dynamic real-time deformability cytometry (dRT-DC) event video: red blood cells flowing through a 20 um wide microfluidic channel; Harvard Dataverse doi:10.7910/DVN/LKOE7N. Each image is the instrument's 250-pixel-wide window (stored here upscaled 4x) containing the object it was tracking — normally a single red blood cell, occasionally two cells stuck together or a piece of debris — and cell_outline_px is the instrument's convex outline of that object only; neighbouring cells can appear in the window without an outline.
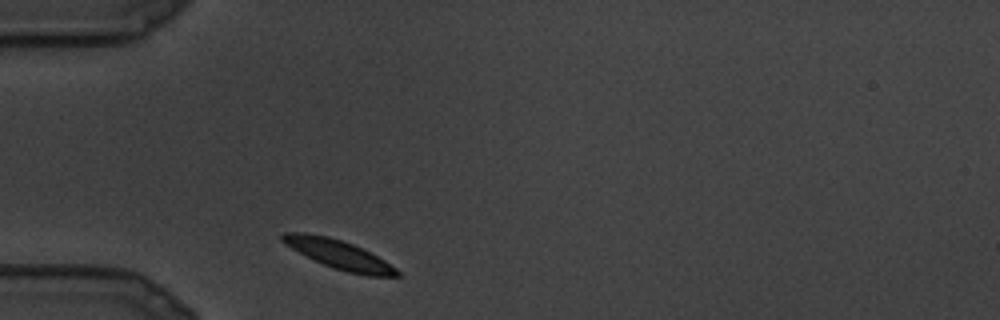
{"species": "common noctule bat (a hibernating species)", "species_latin": "Nyctalus noctula", "temperature_condition": "cold", "stored_images_in_passage": 7, "camera_frame_rate_fps": 3000, "um_per_image_px": 0.085, "animal": {"sex": "male", "body_mass_g": 19.5, "forearm_length_mm": 54.6}, "frame": {"image": 1, "passage_image": 1, "time_ms": 0.0, "image_size_px": [1000, 320], "cell_outline_px": [[400, 276], [368, 276], [348, 272], [332, 268], [284, 244], [280, 240], [280, 236], [284, 232], [304, 232], [328, 236], [352, 244], [384, 260], [396, 268], [400, 272]], "centroid_in_image_um": [28.78, 21.62], "position_along_channel_um": 56.2, "area_um2": 18.96}}
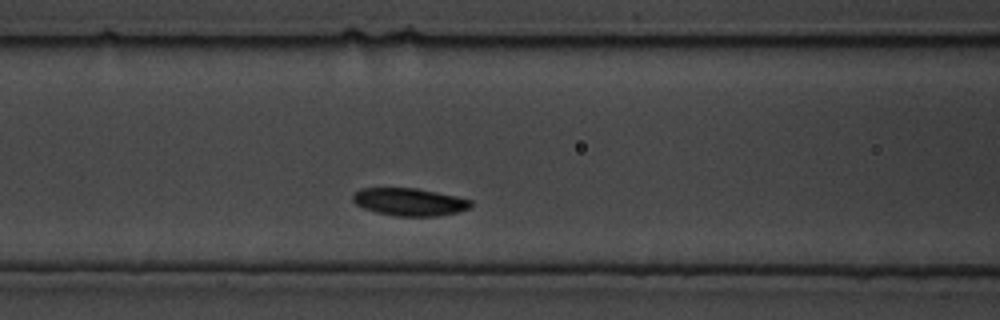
{"frame": {"image": 2, "passage_image": 5, "time_ms": 1.333, "image_size_px": [1000, 320], "cell_outline_px": [[472, 204], [468, 208], [456, 212], [436, 216], [396, 216], [376, 212], [364, 208], [356, 204], [352, 200], [352, 196], [360, 188], [416, 188], [456, 196], [472, 200]], "centroid_in_image_um": [34.78, 17.16], "position_along_channel_um": 131.8, "area_um2": 18.84}}
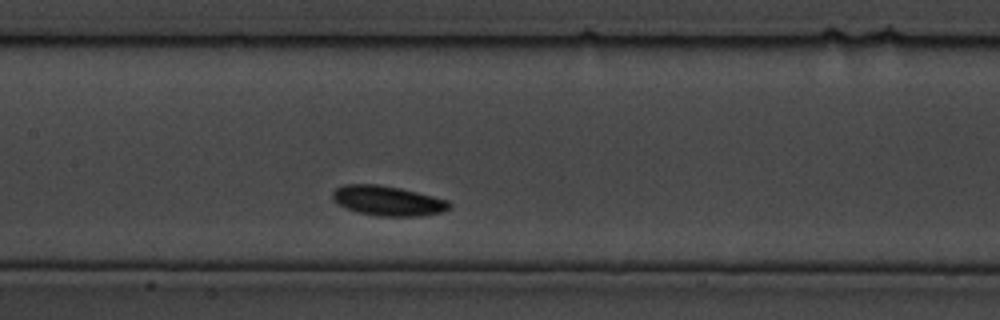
{"frame": {"image": 3, "passage_image": 7, "time_ms": 2.0, "image_size_px": [1000, 320], "cell_outline_px": [[452, 204], [444, 212], [420, 216], [376, 216], [360, 212], [336, 204], [332, 200], [332, 192], [336, 188], [344, 184], [376, 184], [400, 188], [448, 200]], "centroid_in_image_um": [32.94, 17.06], "position_along_channel_um": 174.5, "area_um2": 20.29}}